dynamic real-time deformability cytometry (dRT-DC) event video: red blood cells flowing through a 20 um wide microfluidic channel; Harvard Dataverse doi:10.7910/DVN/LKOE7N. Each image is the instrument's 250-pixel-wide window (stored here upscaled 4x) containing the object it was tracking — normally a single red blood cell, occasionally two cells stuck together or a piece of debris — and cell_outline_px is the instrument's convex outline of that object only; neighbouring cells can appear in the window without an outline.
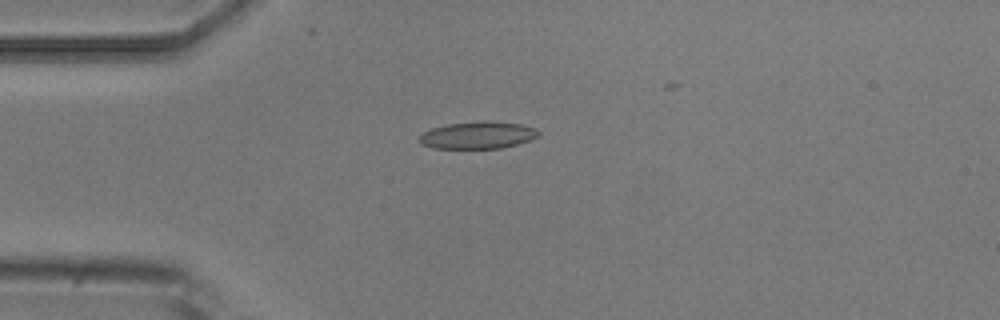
{"species": "common noctule bat (a hibernating species)", "species_latin": "Nyctalus noctula", "temperature_condition": "room temperature", "stored_images_in_passage": 6, "camera_frame_rate_fps": 3000, "um_per_image_px": 0.085, "animal": {"sex": "male", "body_mass_g": 20.5, "forearm_length_mm": 52.5}, "frame": {"image": 1, "passage_image": 5, "time_ms": 4.333, "image_size_px": [1000, 320], "cell_outline_px": [[540, 136], [516, 144], [500, 148], [432, 148], [420, 144], [420, 136], [424, 132], [432, 128], [448, 124], [480, 120], [484, 120], [520, 124], [536, 128], [540, 132]], "centroid_in_image_um": [40.62, 11.48], "position_along_channel_um": 44.4, "area_um2": 18.84}}
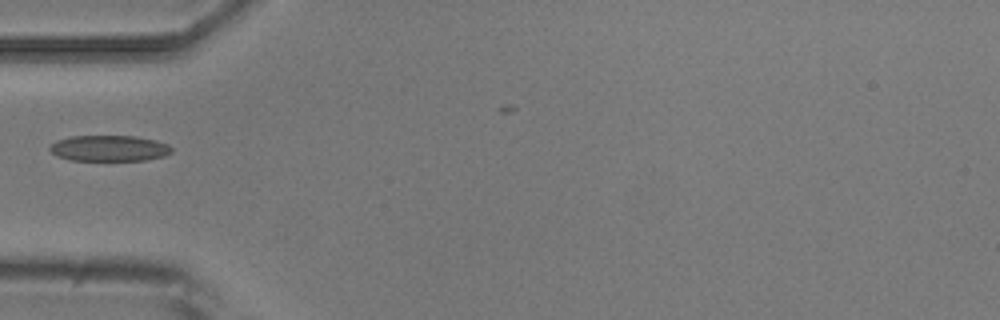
{"frame": {"image": 2, "passage_image": 6, "time_ms": 5.667, "image_size_px": [1000, 320], "cell_outline_px": [[172, 152], [164, 156], [144, 160], [68, 160], [56, 156], [48, 148], [56, 140], [72, 136], [136, 136], [156, 140], [168, 144], [172, 148]], "centroid_in_image_um": [9.28, 12.6], "position_along_channel_um": 75.7, "area_um2": 18.44}}